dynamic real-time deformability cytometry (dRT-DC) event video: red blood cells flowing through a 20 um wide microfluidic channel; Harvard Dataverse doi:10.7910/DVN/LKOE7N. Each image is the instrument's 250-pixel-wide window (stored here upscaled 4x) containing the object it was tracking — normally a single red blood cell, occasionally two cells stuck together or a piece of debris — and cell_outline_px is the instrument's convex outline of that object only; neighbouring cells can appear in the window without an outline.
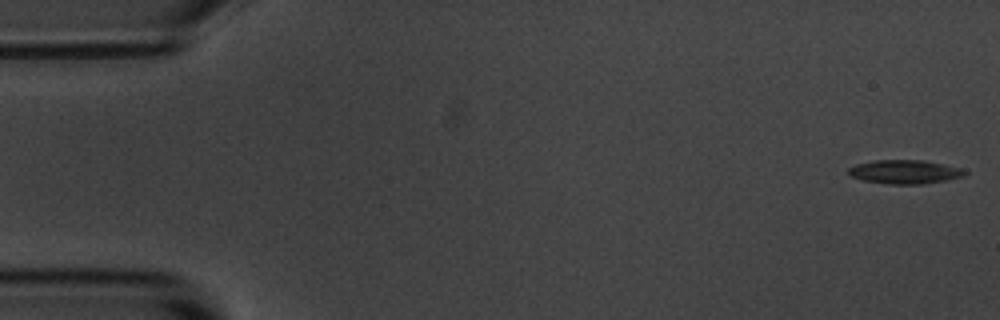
{"species": "common noctule bat (a hibernating species)", "species_latin": "Nyctalus noctula", "temperature_condition": "room temperature", "stored_images_in_passage": 4, "camera_frame_rate_fps": 3000, "um_per_image_px": 0.085, "animal": {"sex": "male", "body_mass_g": 20.1, "forearm_length_mm": 53.5}, "frame": {"image": 1, "passage_image": 1, "time_ms": 0.0, "image_size_px": [1000, 320], "cell_outline_px": [[968, 172], [964, 176], [944, 180], [920, 184], [888, 184], [864, 180], [848, 176], [848, 168], [856, 164], [876, 160], [924, 160], [964, 168]], "centroid_in_image_um": [76.91, 14.6], "position_along_channel_um": 8.1, "area_um2": 16.18}}
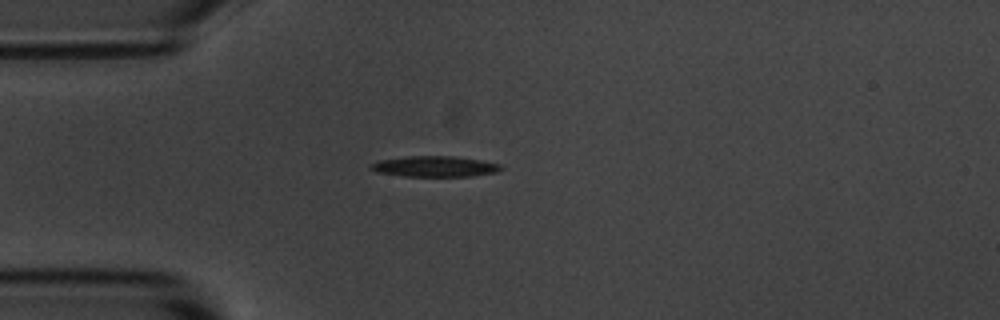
{"frame": {"image": 2, "passage_image": 4, "time_ms": 4.333, "image_size_px": [1000, 320], "cell_outline_px": [[504, 168], [496, 172], [472, 176], [404, 176], [376, 172], [368, 168], [368, 164], [380, 160], [408, 156], [452, 156], [480, 160], [500, 164]], "centroid_in_image_um": [36.91, 14.15], "position_along_channel_um": 48.1, "area_um2": 15.72}}